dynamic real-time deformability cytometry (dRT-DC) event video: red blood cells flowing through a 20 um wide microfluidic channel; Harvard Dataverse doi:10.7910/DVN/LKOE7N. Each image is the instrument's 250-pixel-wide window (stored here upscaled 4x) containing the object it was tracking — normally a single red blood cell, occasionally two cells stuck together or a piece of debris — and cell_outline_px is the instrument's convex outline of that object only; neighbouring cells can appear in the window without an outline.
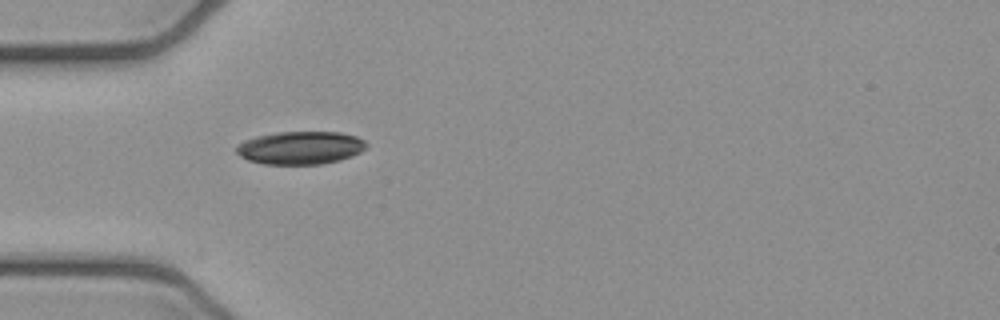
{"species": "common noctule bat (a hibernating species)", "species_latin": "Nyctalus noctula", "temperature_condition": "cold", "stored_images_in_passage": 35, "camera_frame_rate_fps": 3000, "um_per_image_px": 0.085, "animal": {"sex": "female", "body_mass_g": 21.9}, "frame": {"image": 1, "passage_image": 1, "time_ms": 0.0, "image_size_px": [1000, 320], "cell_outline_px": [[368, 144], [360, 152], [352, 156], [340, 160], [320, 164], [264, 164], [248, 160], [240, 156], [236, 152], [236, 144], [244, 140], [256, 136], [276, 132], [340, 132], [356, 136], [364, 140]], "centroid_in_image_um": [25.51, 12.56], "position_along_channel_um": 59.5, "area_um2": 25.09}}
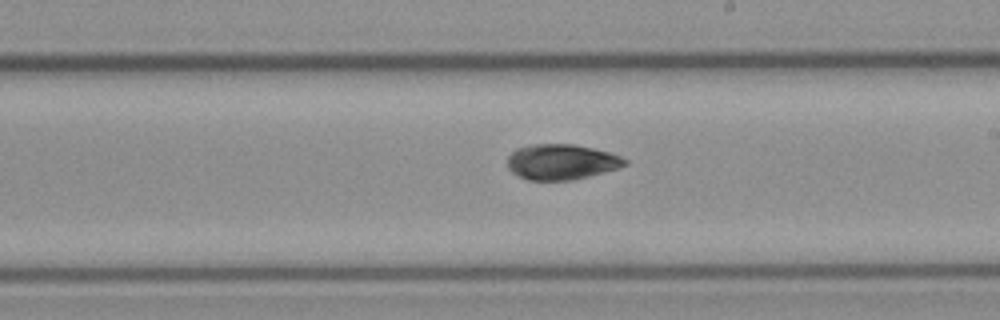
{"frame": {"image": 2, "passage_image": 15, "time_ms": 4.667, "image_size_px": [1000, 320], "cell_outline_px": [[628, 164], [620, 168], [572, 180], [528, 180], [516, 176], [508, 168], [508, 156], [516, 148], [532, 144], [572, 144], [592, 148], [608, 152], [620, 156], [628, 160]], "centroid_in_image_um": [47.71, 13.76], "position_along_channel_um": 241.3, "area_um2": 24.33}}
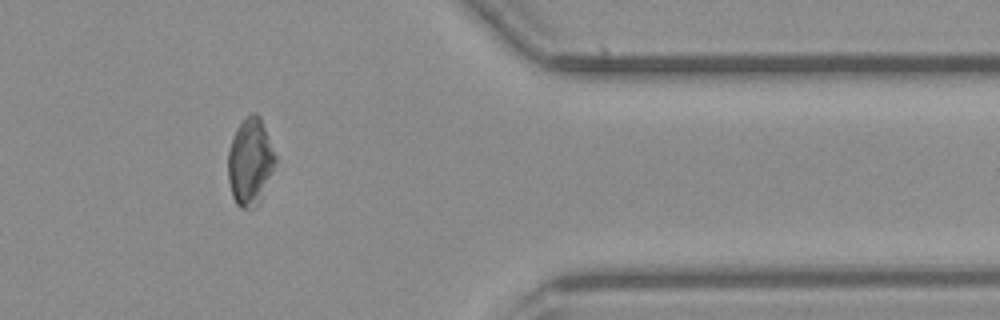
{"frame": {"image": 3, "passage_image": 28, "time_ms": 9.0, "image_size_px": [1000, 320], "cell_outline_px": [[276, 160], [260, 204], [256, 208], [240, 208], [236, 204], [232, 196], [228, 180], [228, 152], [232, 136], [236, 128], [252, 112], [256, 112], [260, 116], [276, 156]], "centroid_in_image_um": [21.25, 13.79], "position_along_channel_um": 390.1, "area_um2": 24.1}}